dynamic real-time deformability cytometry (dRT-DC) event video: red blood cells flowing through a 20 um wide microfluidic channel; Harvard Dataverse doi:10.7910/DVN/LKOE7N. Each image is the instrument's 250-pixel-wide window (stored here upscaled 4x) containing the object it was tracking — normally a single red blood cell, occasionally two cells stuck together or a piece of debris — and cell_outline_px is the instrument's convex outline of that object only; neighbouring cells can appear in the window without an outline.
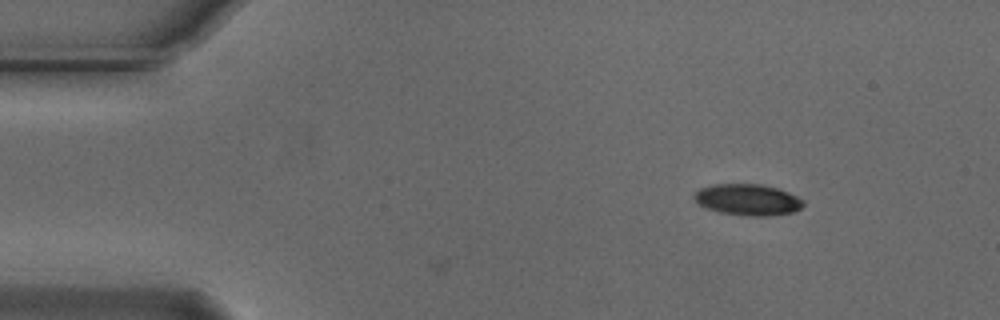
{"species": "Egyptian fruit bat (a non-hibernating species)", "species_latin": "Rousettus aegyptiacus", "temperature_condition": "cold", "stored_images_in_passage": 37, "camera_frame_rate_fps": 3000, "um_per_image_px": 0.085, "animal": {"sex": "male"}, "frame": {"image": 1, "passage_image": 1, "time_ms": 0.0, "image_size_px": [1000, 320], "cell_outline_px": [[804, 204], [800, 208], [792, 212], [764, 216], [748, 216], [720, 212], [708, 208], [700, 204], [692, 196], [700, 188], [712, 184], [760, 184], [780, 188], [804, 200]], "centroid_in_image_um": [63.57, 16.96], "position_along_channel_um": 21.4, "area_um2": 19.77}}
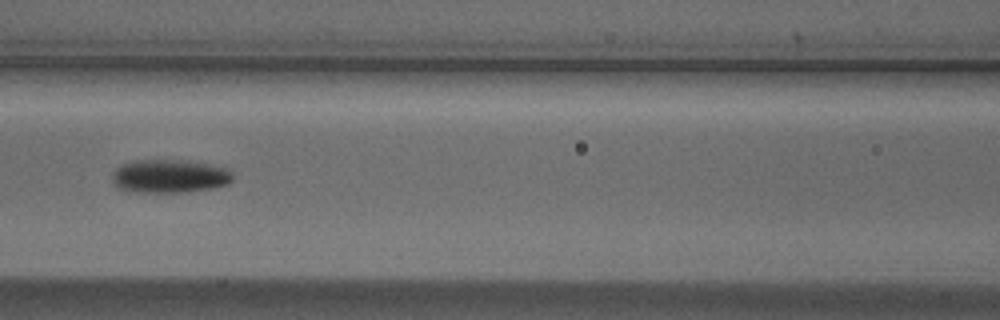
{"frame": {"image": 2, "passage_image": 18, "time_ms": 5.667, "image_size_px": [1000, 320], "cell_outline_px": [[232, 180], [228, 184], [216, 188], [184, 192], [128, 192], [112, 184], [112, 172], [116, 168], [132, 160], [176, 160], [208, 164], [228, 168], [232, 172]], "centroid_in_image_um": [14.4, 14.99], "position_along_channel_um": 152.2, "area_um2": 23.64}}
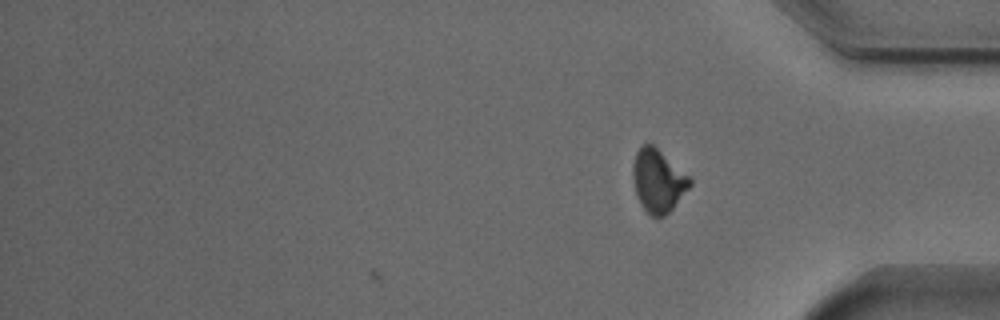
{"frame": {"image": 3, "passage_image": 37, "time_ms": 12.0, "image_size_px": [1000, 320], "cell_outline_px": [[692, 184], [672, 208], [664, 216], [656, 220], [640, 204], [636, 192], [632, 176], [632, 164], [636, 152], [644, 144], [652, 144], [688, 176], [692, 180]], "centroid_in_image_um": [55.91, 15.39], "position_along_channel_um": 379.3, "area_um2": 20.52}, "authors_computed_cell_mechanics": {"area_um2": 22.3108, "velocity_mm_per_s": 3.7249, "shape_relaxation_time_tau1_ms": 2.6352, "shape_relaxation_time_tau2_ms": null, "deformation_change_tau1": 0.1274, "deformation_change_tau2": null}}